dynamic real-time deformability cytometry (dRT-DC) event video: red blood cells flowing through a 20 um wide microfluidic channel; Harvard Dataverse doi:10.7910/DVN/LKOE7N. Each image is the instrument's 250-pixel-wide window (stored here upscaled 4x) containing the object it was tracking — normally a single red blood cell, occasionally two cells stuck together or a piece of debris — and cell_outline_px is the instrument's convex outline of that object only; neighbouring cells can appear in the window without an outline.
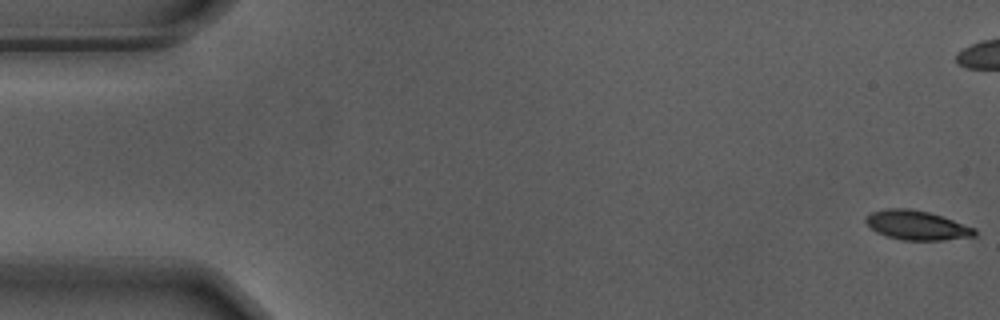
{"species": "Egyptian fruit bat (a non-hibernating species)", "species_latin": "Rousettus aegyptiacus", "temperature_condition": "warm", "stored_images_in_passage": 14, "camera_frame_rate_fps": 3000, "um_per_image_px": 0.085, "animal": {"sex": "male"}, "frame": {"image": 1, "passage_image": 1, "time_ms": 0.0, "image_size_px": [1000, 320], "cell_outline_px": [[976, 236], [944, 240], [900, 240], [876, 232], [864, 220], [864, 216], [872, 212], [884, 208], [908, 208], [928, 212], [976, 228]], "centroid_in_image_um": [77.91, 19.14], "position_along_channel_um": 7.1, "area_um2": 18.55}}